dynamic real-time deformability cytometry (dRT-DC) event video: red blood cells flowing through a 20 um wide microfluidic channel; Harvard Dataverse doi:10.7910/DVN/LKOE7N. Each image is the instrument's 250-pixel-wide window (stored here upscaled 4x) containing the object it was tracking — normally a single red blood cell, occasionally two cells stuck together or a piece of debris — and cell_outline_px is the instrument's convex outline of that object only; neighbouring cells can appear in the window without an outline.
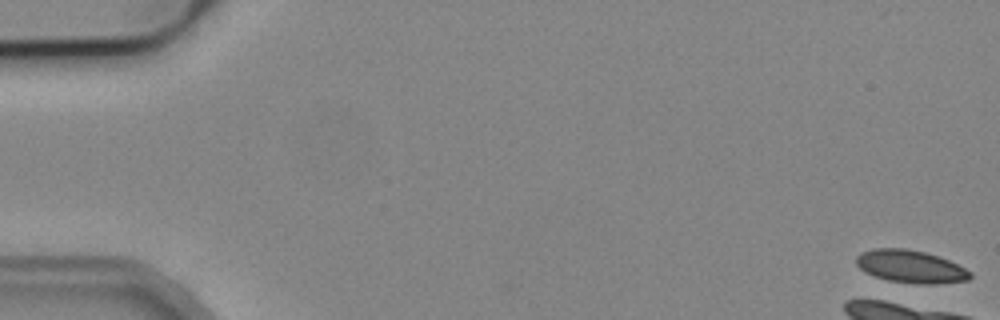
{"species": "common noctule bat (a hibernating species)", "species_latin": "Nyctalus noctula", "temperature_condition": "cold", "stored_images_in_passage": 4, "camera_frame_rate_fps": 3000, "um_per_image_px": 0.085, "animal": {"sex": "male", "body_mass_g": 19.2, "forearm_length_mm": 51.8}, "frame": {"image": 1, "passage_image": 1, "time_ms": 0.0, "image_size_px": [1000, 320], "cell_outline_px": [[972, 276], [968, 280], [936, 284], [916, 284], [888, 280], [876, 276], [860, 268], [856, 264], [856, 256], [860, 252], [872, 248], [904, 248], [924, 252], [948, 260], [972, 272]], "centroid_in_image_um": [77.39, 22.65], "position_along_channel_um": 7.6, "area_um2": 21.56}}